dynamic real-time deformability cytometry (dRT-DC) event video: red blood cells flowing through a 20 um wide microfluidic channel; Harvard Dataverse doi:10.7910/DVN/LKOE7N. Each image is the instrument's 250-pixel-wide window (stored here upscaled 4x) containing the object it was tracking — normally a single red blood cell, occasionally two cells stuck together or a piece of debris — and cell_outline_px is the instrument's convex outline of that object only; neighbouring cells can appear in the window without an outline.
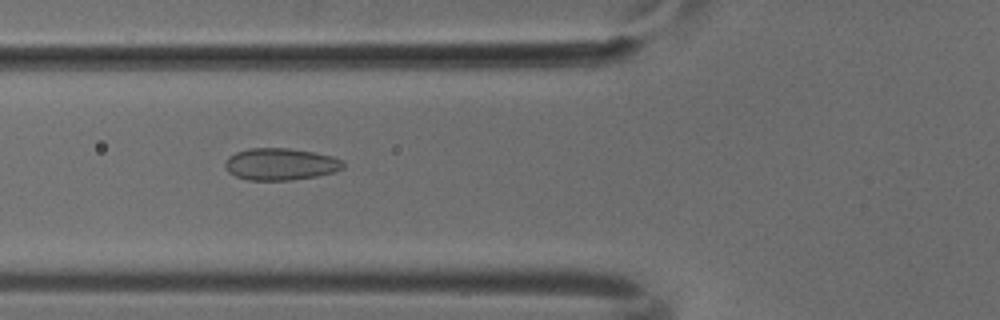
{"species": "common noctule bat (a hibernating species)", "species_latin": "Nyctalus noctula", "temperature_condition": "cold", "stored_images_in_passage": 51, "camera_frame_rate_fps": 3000, "um_per_image_px": 0.085, "animal": {"sex": "male", "body_mass_g": 18.8}, "frame": {"image": 1, "passage_image": 19, "time_ms": 6.0, "image_size_px": [1000, 320], "cell_outline_px": [[344, 168], [332, 172], [316, 176], [292, 180], [248, 180], [236, 176], [228, 172], [224, 164], [228, 156], [236, 152], [248, 148], [288, 148], [312, 152], [332, 156], [344, 160]], "centroid_in_image_um": [23.83, 13.95], "position_along_channel_um": 102.0, "area_um2": 22.02}}
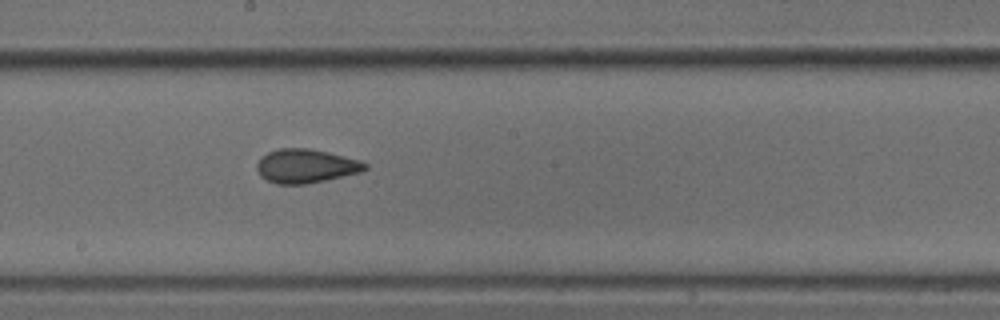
{"frame": {"image": 2, "passage_image": 28, "time_ms": 9.0, "image_size_px": [1000, 320], "cell_outline_px": [[368, 168], [360, 172], [308, 184], [276, 184], [260, 176], [256, 168], [256, 164], [268, 152], [280, 148], [308, 148], [328, 152], [360, 160], [368, 164]], "centroid_in_image_um": [26.01, 14.11], "position_along_channel_um": 222.2, "area_um2": 21.27}}
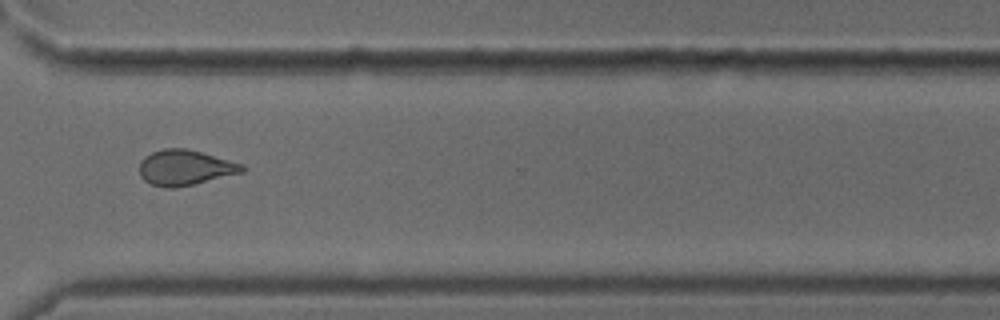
{"frame": {"image": 3, "passage_image": 38, "time_ms": 12.333, "image_size_px": [1000, 320], "cell_outline_px": [[244, 172], [176, 188], [168, 188], [152, 184], [144, 180], [140, 176], [140, 160], [144, 156], [152, 152], [164, 148], [184, 148], [200, 152], [244, 164]], "centroid_in_image_um": [15.71, 14.25], "position_along_channel_um": 354.9, "area_um2": 21.04}}